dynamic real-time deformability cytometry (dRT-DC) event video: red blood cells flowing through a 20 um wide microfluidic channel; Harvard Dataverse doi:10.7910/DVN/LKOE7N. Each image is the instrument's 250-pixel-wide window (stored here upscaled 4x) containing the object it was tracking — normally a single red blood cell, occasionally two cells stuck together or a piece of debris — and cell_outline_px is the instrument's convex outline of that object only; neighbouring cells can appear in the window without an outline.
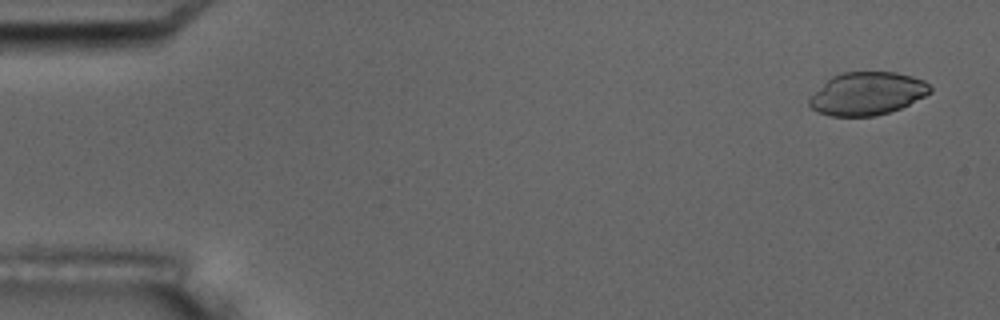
{"species": "common noctule bat (a hibernating species)", "species_latin": "Nyctalus noctula", "temperature_condition": "room temperature", "stored_images_in_passage": 15, "camera_frame_rate_fps": 3000, "um_per_image_px": 0.085, "animal": {"sex": "male", "body_mass_g": 17.5, "forearm_length_mm": 52.3}, "frame": {"image": 1, "passage_image": 1, "time_ms": 0.0, "image_size_px": [1000, 320], "cell_outline_px": [[932, 92], [900, 108], [876, 116], [828, 116], [816, 112], [808, 104], [808, 100], [832, 76], [844, 72], [896, 72], [912, 76], [924, 80], [932, 88]], "centroid_in_image_um": [73.72, 7.96], "position_along_channel_um": 11.3, "area_um2": 30.0}}